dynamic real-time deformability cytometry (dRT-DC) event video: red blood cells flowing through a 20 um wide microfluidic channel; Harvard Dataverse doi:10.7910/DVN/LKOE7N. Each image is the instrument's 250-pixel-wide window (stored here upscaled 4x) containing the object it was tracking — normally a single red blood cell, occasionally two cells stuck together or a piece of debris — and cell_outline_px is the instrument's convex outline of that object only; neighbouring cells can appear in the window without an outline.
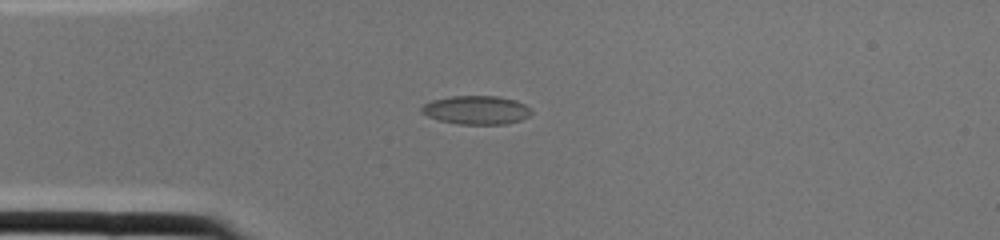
{"species": "common noctule bat (a hibernating species)", "species_latin": "Nyctalus noctula", "temperature_condition": "cold", "stored_images_in_passage": 1, "camera_frame_rate_fps": 3000, "um_per_image_px": 0.085, "animal": {"sex": "female", "body_mass_g": 22.0, "forearm_length_mm": 56.7}, "frame": {"image": 1, "passage_image": 1, "time_ms": 0.0, "image_size_px": [1000, 240], "cell_outline_px": [[532, 112], [528, 116], [520, 120], [508, 124], [460, 124], [440, 120], [428, 116], [420, 112], [420, 108], [424, 104], [432, 100], [452, 96], [500, 96], [516, 100], [532, 108]], "centroid_in_image_um": [40.51, 9.34], "position_along_channel_um": 44.5, "area_um2": 18.38}}